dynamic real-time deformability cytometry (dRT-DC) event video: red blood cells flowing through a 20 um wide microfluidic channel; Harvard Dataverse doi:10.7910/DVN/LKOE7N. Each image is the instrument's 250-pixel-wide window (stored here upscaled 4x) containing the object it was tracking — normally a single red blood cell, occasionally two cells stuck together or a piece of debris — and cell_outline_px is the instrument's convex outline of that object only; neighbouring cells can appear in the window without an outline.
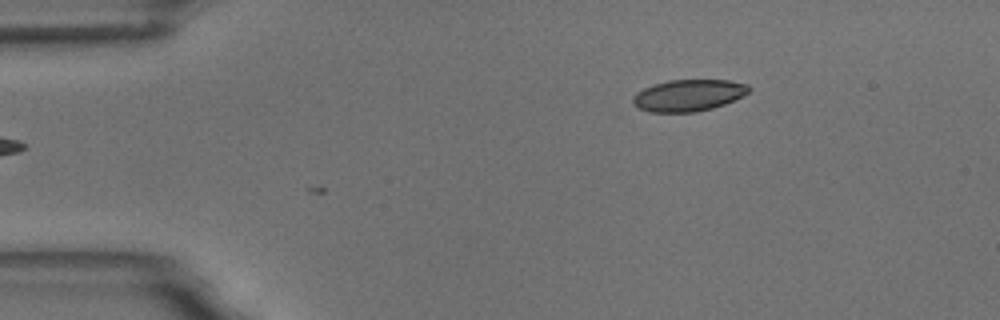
{"species": "common noctule bat (a hibernating species)", "species_latin": "Nyctalus noctula", "temperature_condition": "room temperature", "stored_images_in_passage": 3, "camera_frame_rate_fps": 3000, "um_per_image_px": 0.085, "animal": {"sex": "male", "body_mass_g": 18.8}, "frame": {"image": 1, "passage_image": 3, "time_ms": 0.667, "image_size_px": [1000, 320], "cell_outline_px": [[752, 88], [748, 92], [724, 104], [712, 108], [696, 112], [652, 112], [636, 108], [632, 104], [632, 96], [636, 92], [644, 88], [668, 80], [728, 80], [748, 84]], "centroid_in_image_um": [58.48, 8.1], "position_along_channel_um": 26.5, "area_um2": 21.39}}